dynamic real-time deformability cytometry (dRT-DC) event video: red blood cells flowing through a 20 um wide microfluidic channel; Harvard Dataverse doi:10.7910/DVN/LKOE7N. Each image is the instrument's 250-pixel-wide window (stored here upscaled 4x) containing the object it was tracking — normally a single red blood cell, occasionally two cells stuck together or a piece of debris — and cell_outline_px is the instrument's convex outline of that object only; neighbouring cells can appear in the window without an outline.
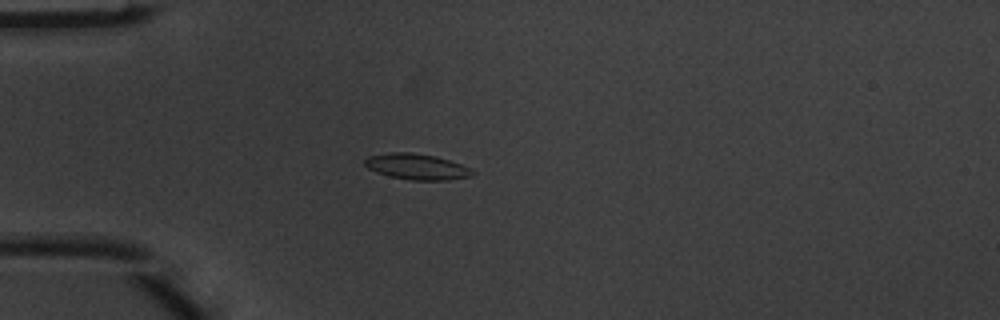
{"species": "common noctule bat (a hibernating species)", "species_latin": "Nyctalus noctula", "temperature_condition": "warm", "stored_images_in_passage": 5, "camera_frame_rate_fps": 3000, "um_per_image_px": 0.085, "animal": {"sex": "male", "body_mass_g": 20.1, "forearm_length_mm": 53.5}, "frame": {"image": 1, "passage_image": 5, "time_ms": 1.333, "image_size_px": [1000, 320], "cell_outline_px": [[476, 172], [472, 176], [448, 180], [408, 180], [376, 172], [368, 168], [364, 164], [364, 160], [368, 156], [388, 152], [412, 152], [436, 156], [460, 164]], "centroid_in_image_um": [35.41, 14.16], "position_along_channel_um": 49.6, "area_um2": 16.18}}